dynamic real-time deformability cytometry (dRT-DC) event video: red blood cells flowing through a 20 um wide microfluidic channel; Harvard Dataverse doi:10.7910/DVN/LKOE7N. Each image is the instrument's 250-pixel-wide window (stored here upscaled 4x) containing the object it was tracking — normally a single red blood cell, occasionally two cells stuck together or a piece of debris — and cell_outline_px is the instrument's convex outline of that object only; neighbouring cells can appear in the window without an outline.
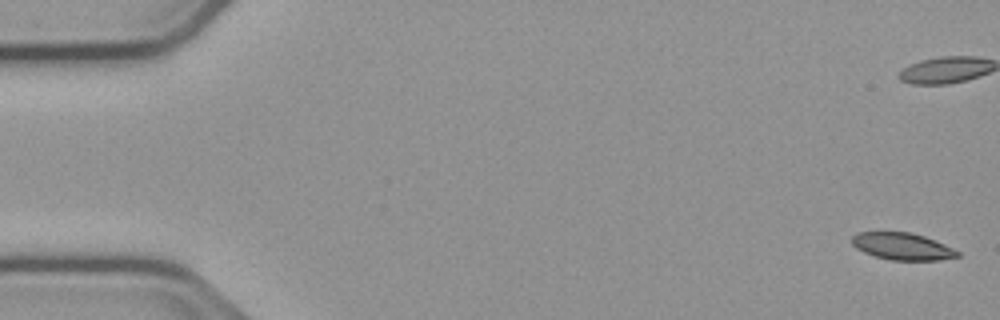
{"species": "common noctule bat (a hibernating species)", "species_latin": "Nyctalus noctula", "temperature_condition": "cold", "stored_images_in_passage": 55, "camera_frame_rate_fps": 3000, "um_per_image_px": 0.085, "animal": {"sex": "male", "body_mass_g": 23.1, "forearm_length_mm": 52.7}, "frame": {"image": 1, "passage_image": 1, "time_ms": 0.0, "image_size_px": [1000, 320], "cell_outline_px": [[960, 256], [940, 260], [892, 260], [876, 256], [864, 252], [856, 248], [852, 244], [852, 236], [856, 232], [912, 232], [924, 236], [944, 244], [960, 252]], "centroid_in_image_um": [76.7, 20.93], "position_along_channel_um": 8.3, "area_um2": 16.59}, "authors_computed_cell_mechanics": {"area_um2": 18.1492, "velocity_mm_per_s": 3.7677, "shape_relaxation_time_tau1_ms": null, "shape_relaxation_time_tau2_ms": 3.5105, "deformation_change_tau1": null, "deformation_change_tau2": 0.085}}